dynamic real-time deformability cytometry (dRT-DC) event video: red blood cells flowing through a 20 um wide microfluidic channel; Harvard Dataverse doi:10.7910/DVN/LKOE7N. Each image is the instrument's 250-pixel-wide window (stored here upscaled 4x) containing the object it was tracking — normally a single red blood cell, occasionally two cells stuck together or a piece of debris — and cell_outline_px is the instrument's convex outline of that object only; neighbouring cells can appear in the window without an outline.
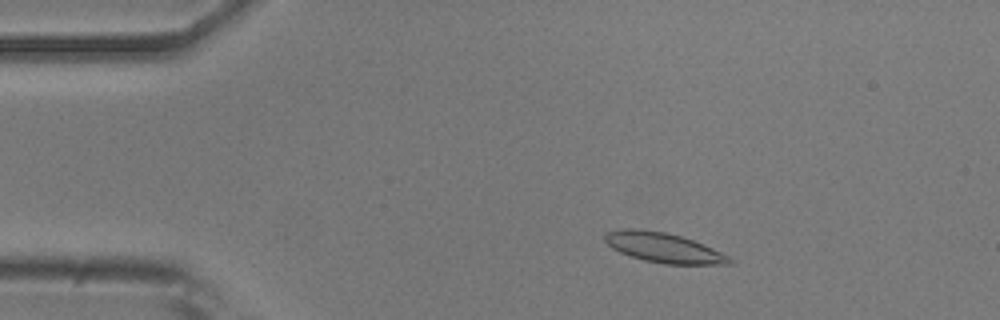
{"species": "common noctule bat (a hibernating species)", "species_latin": "Nyctalus noctula", "temperature_condition": "room temperature", "stored_images_in_passage": 46, "camera_frame_rate_fps": 3000, "um_per_image_px": 0.085, "animal": {"sex": "male", "body_mass_g": 20.5, "forearm_length_mm": 52.5}, "frame": {"image": 1, "passage_image": 1, "time_ms": 0.0, "image_size_px": [1000, 320], "cell_outline_px": [[732, 264], [664, 264], [644, 260], [620, 252], [612, 248], [604, 240], [604, 236], [608, 232], [624, 228], [640, 228], [664, 232], [680, 236], [704, 244], [728, 256], [732, 260]], "centroid_in_image_um": [56.38, 21.04], "position_along_channel_um": 28.6, "area_um2": 21.44}}
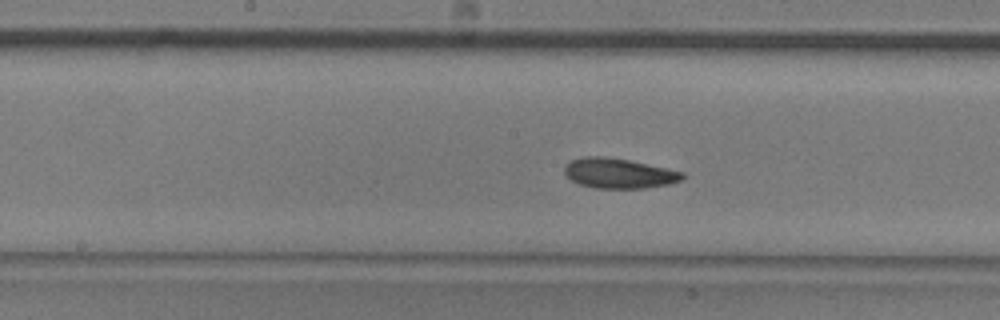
{"frame": {"image": 2, "passage_image": 19, "time_ms": 6.0, "image_size_px": [1000, 320], "cell_outline_px": [[684, 180], [668, 184], [644, 188], [596, 188], [580, 184], [572, 180], [564, 172], [564, 168], [572, 160], [584, 156], [604, 156], [628, 160], [668, 168], [684, 172]], "centroid_in_image_um": [52.64, 14.73], "position_along_channel_um": 195.6, "area_um2": 20.52}}
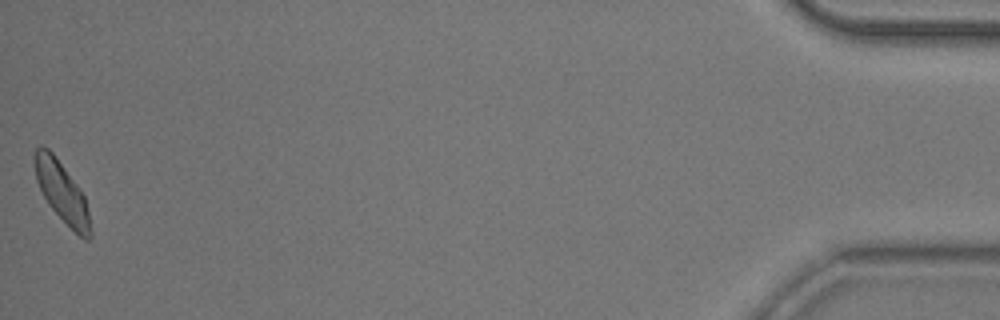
{"frame": {"image": 3, "passage_image": 46, "time_ms": 15.0, "image_size_px": [1000, 320], "cell_outline_px": [[92, 236], [88, 240], [84, 240], [48, 204], [36, 180], [32, 156], [36, 148], [40, 144], [48, 148], [52, 152], [76, 184], [84, 196], [88, 212], [92, 232]], "centroid_in_image_um": [5.23, 16.28], "position_along_channel_um": 430.0, "area_um2": 19.25}, "authors_computed_cell_mechanics": {"area_um2": 20.0855, "velocity_mm_per_s": 3.6827, "shape_relaxation_time_tau1_ms": 3.4289, "shape_relaxation_time_tau2_ms": 2.8141, "deformation_change_tau1": 0.0886, "deformation_change_tau2": 0.085}}